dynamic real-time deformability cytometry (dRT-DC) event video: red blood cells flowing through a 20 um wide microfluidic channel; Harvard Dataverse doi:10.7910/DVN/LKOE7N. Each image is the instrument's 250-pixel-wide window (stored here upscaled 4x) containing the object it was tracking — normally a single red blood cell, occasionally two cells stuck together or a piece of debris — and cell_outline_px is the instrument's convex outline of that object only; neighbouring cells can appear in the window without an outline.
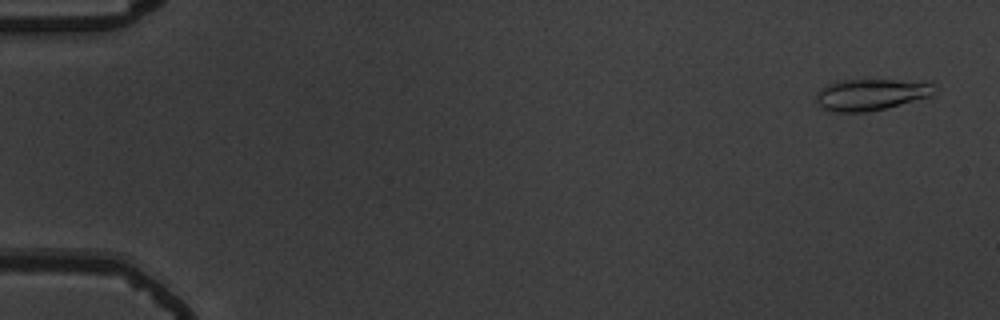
{"species": "common noctule bat (a hibernating species)", "species_latin": "Nyctalus noctula", "temperature_condition": "warm", "stored_images_in_passage": 56, "camera_frame_rate_fps": 3000, "um_per_image_px": 0.085, "animal": {"sex": "male", "body_mass_g": 19.5, "forearm_length_mm": 54.6}, "frame": {"image": 1, "passage_image": 3, "time_ms": 0.667, "image_size_px": [1000, 320], "cell_outline_px": [[936, 92], [932, 96], [884, 108], [864, 112], [832, 112], [816, 104], [816, 92], [820, 88], [836, 80], [864, 76], [932, 80], [936, 84]], "centroid_in_image_um": [74.12, 7.93], "position_along_channel_um": 10.9, "area_um2": 23.58}}
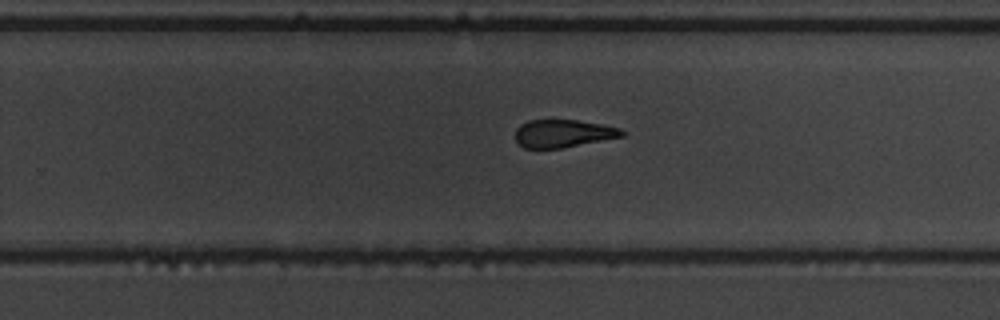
{"frame": {"image": 2, "passage_image": 37, "time_ms": 12.0, "image_size_px": [1000, 320], "cell_outline_px": [[624, 136], [560, 148], [524, 148], [516, 140], [516, 128], [520, 124], [528, 120], [576, 120], [600, 124], [620, 128], [624, 132]], "centroid_in_image_um": [47.84, 11.34], "position_along_channel_um": 282.0, "area_um2": 17.05}}
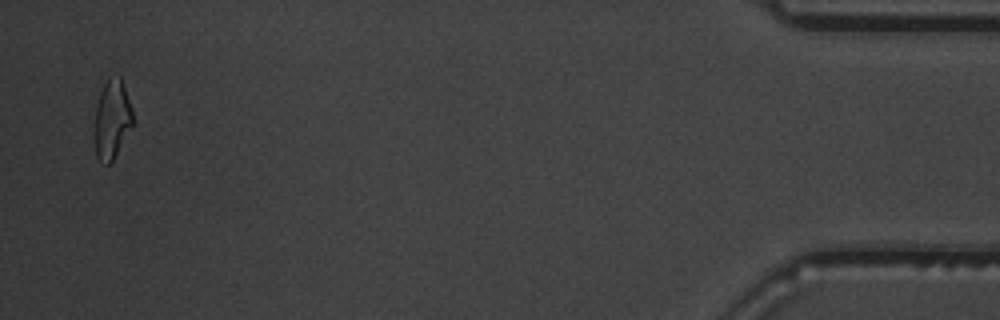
{"frame": {"image": 3, "passage_image": 55, "time_ms": 18.0, "image_size_px": [1000, 320], "cell_outline_px": [[132, 124], [112, 160], [108, 164], [104, 164], [96, 156], [92, 136], [92, 128], [96, 104], [100, 92], [108, 76], [120, 76], [132, 108]], "centroid_in_image_um": [9.45, 10.13], "position_along_channel_um": 425.8, "area_um2": 17.8}, "authors_computed_cell_mechanics": {"area_um2": 19.2474, "velocity_mm_per_s": 3.711, "shape_relaxation_time_tau1_ms": 8.9161, "shape_relaxation_time_tau2_ms": 3.1939, "deformation_change_tau1": 0.241, "deformation_change_tau2": 0.1265}}